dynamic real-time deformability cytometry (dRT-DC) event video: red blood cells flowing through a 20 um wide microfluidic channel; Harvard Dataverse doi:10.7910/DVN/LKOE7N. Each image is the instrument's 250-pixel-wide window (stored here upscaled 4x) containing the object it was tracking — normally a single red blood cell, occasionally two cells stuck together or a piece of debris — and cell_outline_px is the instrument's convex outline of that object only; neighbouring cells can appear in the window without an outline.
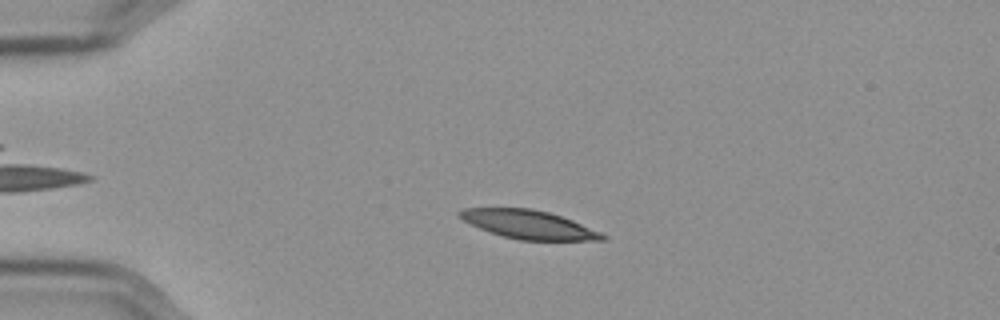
{"species": "Egyptian fruit bat (a non-hibernating species)", "species_latin": "Rousettus aegyptiacus", "temperature_condition": "cold", "stored_images_in_passage": 42, "camera_frame_rate_fps": 3000, "um_per_image_px": 0.085, "frame": {"image": 1, "passage_image": 4, "time_ms": 1.0, "image_size_px": [1000, 320], "cell_outline_px": [[608, 236], [604, 240], [520, 240], [488, 232], [456, 216], [456, 212], [464, 208], [532, 208], [548, 212], [572, 220], [600, 232]], "centroid_in_image_um": [44.9, 19.08], "position_along_channel_um": 40.1, "area_um2": 23.58}}
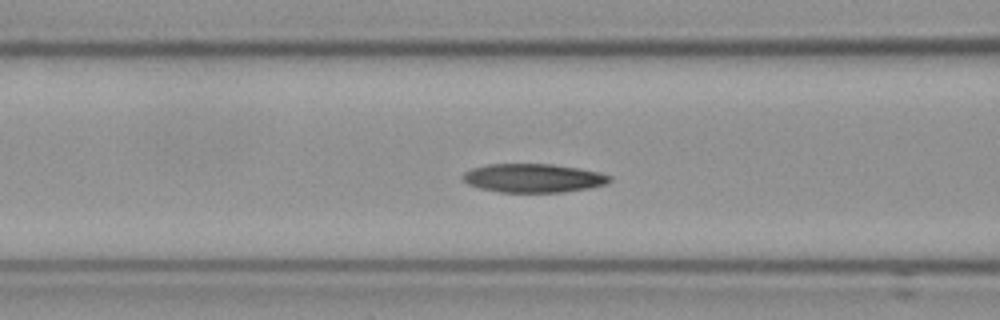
{"frame": {"image": 2, "passage_image": 14, "time_ms": 4.333, "image_size_px": [1000, 320], "cell_outline_px": [[612, 180], [608, 184], [588, 188], [564, 192], [500, 192], [480, 188], [468, 184], [460, 180], [460, 176], [464, 172], [472, 168], [488, 164], [552, 164], [600, 172], [612, 176]], "centroid_in_image_um": [45.31, 15.14], "position_along_channel_um": 121.3, "area_um2": 24.74}}
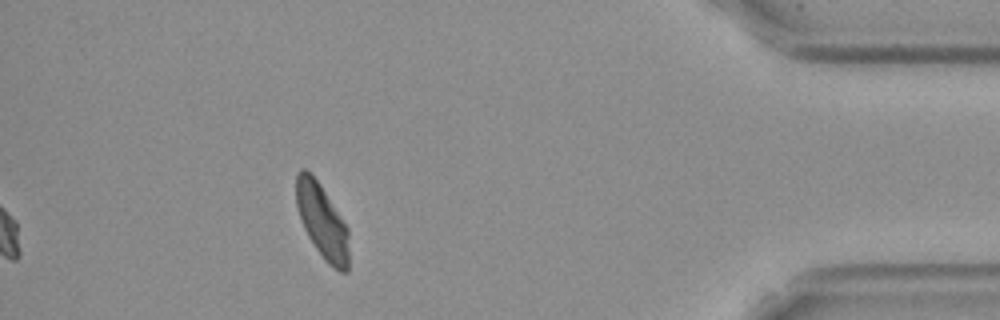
{"frame": {"image": 3, "passage_image": 42, "time_ms": 13.667, "image_size_px": [1000, 320], "cell_outline_px": [[348, 272], [340, 272], [332, 268], [324, 260], [308, 236], [304, 228], [296, 208], [296, 172], [300, 168], [304, 168], [320, 184], [348, 228]], "centroid_in_image_um": [27.37, 18.82], "position_along_channel_um": 407.8, "area_um2": 22.77}, "authors_computed_cell_mechanics": {"area_um2": 24.1315, "velocity_mm_per_s": 3.5543, "shape_relaxation_time_tau1_ms": null, "shape_relaxation_time_tau2_ms": 4.9467, "deformation_change_tau1": null, "deformation_change_tau2": 0.0939}}